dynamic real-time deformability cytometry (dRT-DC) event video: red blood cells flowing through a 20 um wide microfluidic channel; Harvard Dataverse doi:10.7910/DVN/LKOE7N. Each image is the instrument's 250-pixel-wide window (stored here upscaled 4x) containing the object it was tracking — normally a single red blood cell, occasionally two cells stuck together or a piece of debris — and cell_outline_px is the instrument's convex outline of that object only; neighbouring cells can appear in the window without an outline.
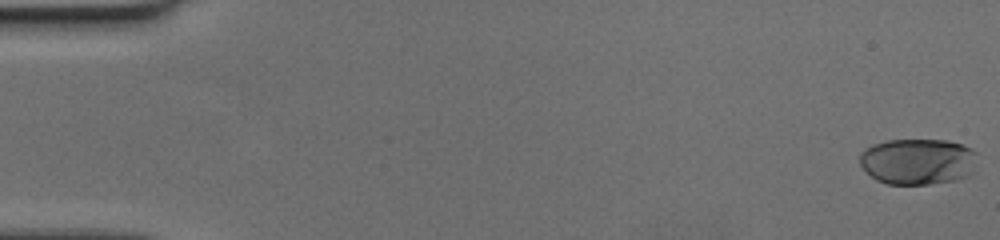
{"species": "human", "species_latin": "Homo sapiens", "temperature_condition": "cold", "stored_images_in_passage": 60, "camera_frame_rate_fps": 3000, "um_per_image_px": 0.085, "donor": {"sex": "female"}, "frame": {"image": 1, "passage_image": 1, "time_ms": 0.0, "image_size_px": [1000, 240], "cell_outline_px": [[976, 152], [968, 176], [956, 180], [932, 184], [888, 184], [876, 180], [860, 164], [860, 152], [872, 144], [888, 140], [948, 140], [972, 148]], "centroid_in_image_um": [77.97, 13.72], "position_along_channel_um": 7.0, "area_um2": 31.39}}
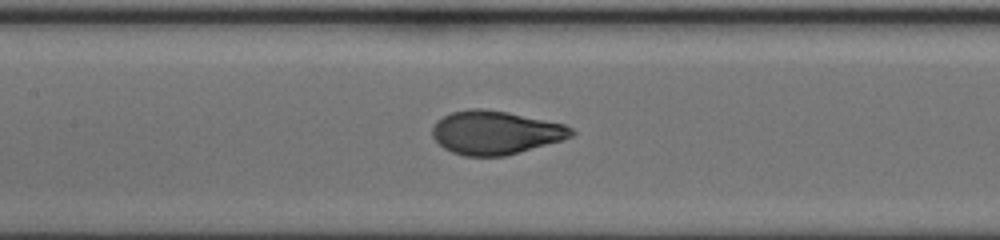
{"frame": {"image": 2, "passage_image": 29, "time_ms": 9.333, "image_size_px": [1000, 240], "cell_outline_px": [[576, 132], [572, 136], [564, 140], [504, 156], [464, 156], [452, 152], [444, 148], [432, 136], [432, 128], [436, 120], [452, 112], [472, 108], [480, 108], [508, 112], [564, 124], [572, 128]], "centroid_in_image_um": [42.12, 11.27], "position_along_channel_um": 165.3, "area_um2": 35.26}}
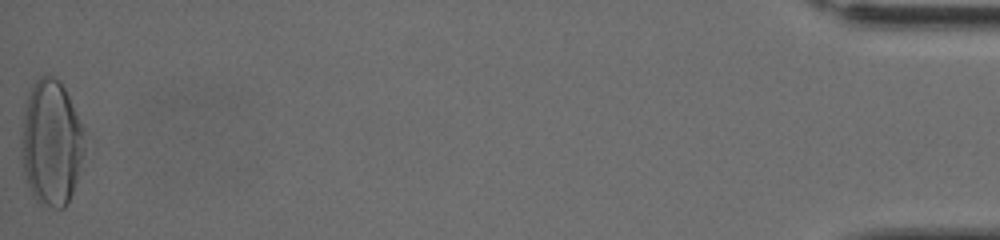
{"frame": {"image": 3, "passage_image": 60, "time_ms": 19.667, "image_size_px": [1000, 240], "cell_outline_px": [[84, 152], [76, 180], [72, 192], [64, 208], [56, 208], [40, 204], [32, 196], [24, 176], [24, 112], [28, 92], [36, 80], [40, 76], [52, 76], [60, 80], [84, 128]], "centroid_in_image_um": [4.39, 12.14], "position_along_channel_um": 430.8, "area_um2": 45.37}}